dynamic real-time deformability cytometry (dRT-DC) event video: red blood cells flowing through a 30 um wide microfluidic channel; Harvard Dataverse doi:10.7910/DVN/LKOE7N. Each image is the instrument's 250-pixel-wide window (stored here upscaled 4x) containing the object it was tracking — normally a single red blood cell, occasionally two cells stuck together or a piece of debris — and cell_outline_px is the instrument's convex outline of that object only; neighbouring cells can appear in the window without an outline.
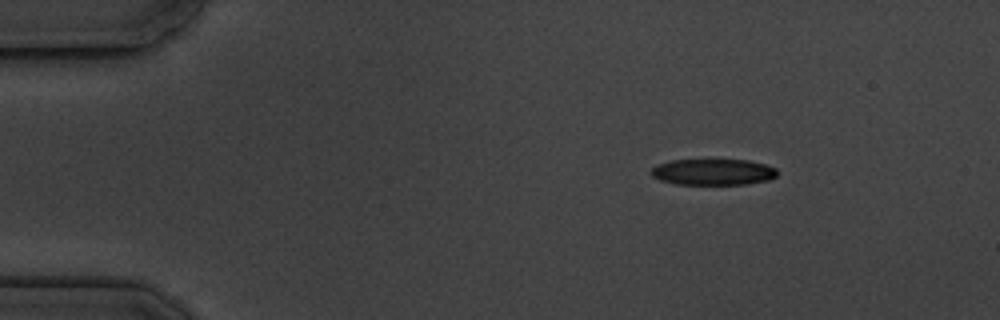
{"species": "common noctule bat (a hibernating species)", "species_latin": "Nyctalus noctula", "temperature_condition": "cold", "stored_images_in_passage": 16, "camera_frame_rate_fps": 3000, "um_per_image_px": 0.085, "animal": {"sex": "male", "body_mass_g": 19.5, "forearm_length_mm": 54.6}, "frame": {"image": 1, "passage_image": 2, "time_ms": 1.0, "image_size_px": [1000, 320], "cell_outline_px": [[776, 176], [768, 180], [744, 184], [676, 184], [660, 180], [652, 176], [652, 168], [656, 164], [672, 160], [748, 160], [764, 164], [776, 168]], "centroid_in_image_um": [60.59, 14.61], "position_along_channel_um": 24.4, "area_um2": 19.07}}
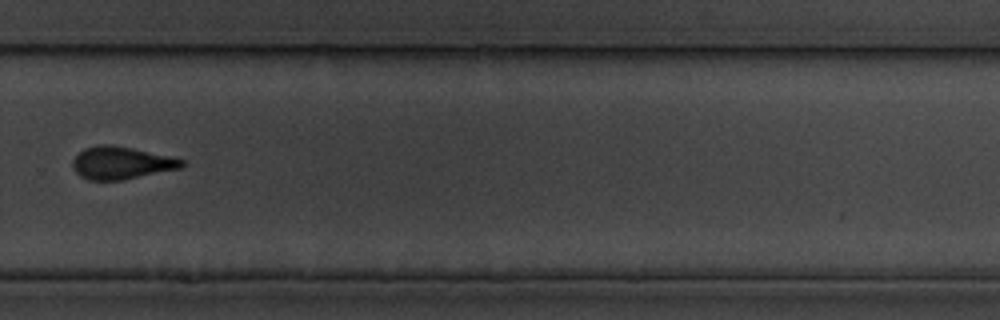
{"frame": {"image": 2, "passage_image": 11, "time_ms": 11.333, "image_size_px": [1000, 320], "cell_outline_px": [[184, 164], [180, 168], [124, 180], [88, 180], [80, 176], [72, 168], [72, 160], [84, 148], [100, 144], [112, 144], [132, 148], [168, 156], [184, 160]], "centroid_in_image_um": [10.26, 13.85], "position_along_channel_um": 319.5, "area_um2": 20.63}}
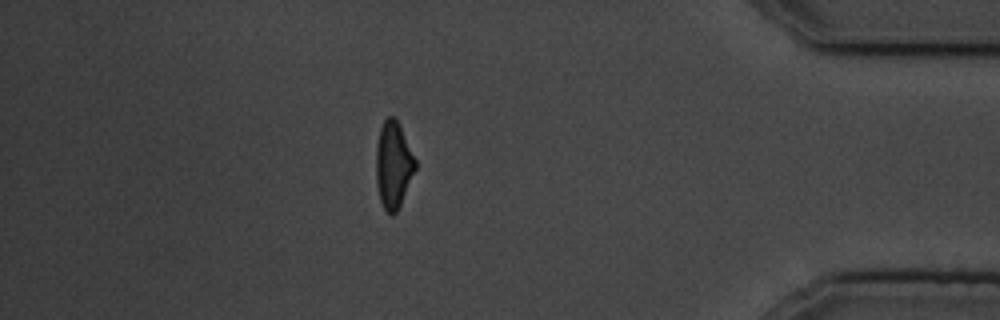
{"frame": {"image": 3, "passage_image": 14, "time_ms": 14.667, "image_size_px": [1000, 320], "cell_outline_px": [[416, 168], [400, 204], [396, 212], [392, 216], [384, 208], [380, 200], [376, 184], [376, 144], [380, 128], [384, 120], [388, 116], [396, 116], [416, 160]], "centroid_in_image_um": [33.42, 13.97], "position_along_channel_um": 401.8, "area_um2": 19.83}, "authors_computed_cell_mechanics": {"area_um2": 20.6924, "velocity_mm_per_s": 3.5698, "shape_relaxation_time_tau1_ms": 5.9473, "shape_relaxation_time_tau2_ms": 3.6424, "deformation_change_tau1": 0.1468, "deformation_change_tau2": 0.0878}}